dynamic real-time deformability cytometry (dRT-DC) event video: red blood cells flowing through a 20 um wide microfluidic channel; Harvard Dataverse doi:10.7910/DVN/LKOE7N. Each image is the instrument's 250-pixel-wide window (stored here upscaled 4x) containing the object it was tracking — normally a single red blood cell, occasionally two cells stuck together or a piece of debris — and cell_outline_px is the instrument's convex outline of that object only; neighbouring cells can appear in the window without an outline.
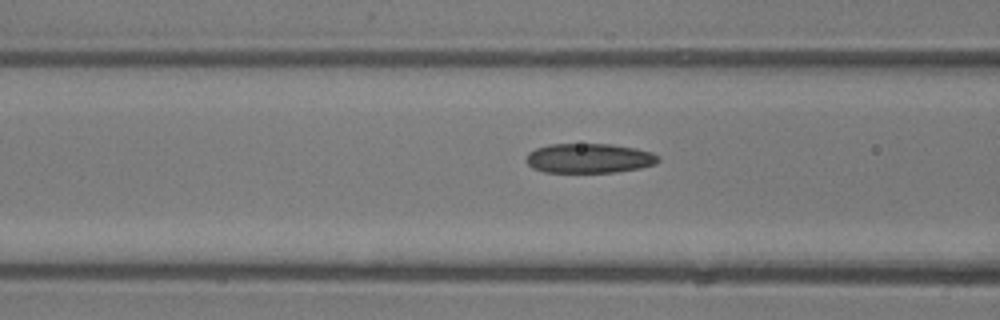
{"species": "common noctule bat (a hibernating species)", "species_latin": "Nyctalus noctula", "temperature_condition": "room temperature", "stored_images_in_passage": 9, "camera_frame_rate_fps": 3000, "um_per_image_px": 0.085, "animal": {"sex": "male", "body_mass_g": 13.3}, "frame": {"image": 1, "passage_image": 7, "time_ms": 2.0, "image_size_px": [1000, 320], "cell_outline_px": [[660, 160], [656, 164], [640, 168], [616, 172], [544, 172], [532, 168], [528, 164], [528, 152], [536, 148], [548, 144], [608, 144], [636, 148], [652, 152], [660, 156]], "centroid_in_image_um": [50.11, 13.45], "position_along_channel_um": 116.5, "area_um2": 22.83}}